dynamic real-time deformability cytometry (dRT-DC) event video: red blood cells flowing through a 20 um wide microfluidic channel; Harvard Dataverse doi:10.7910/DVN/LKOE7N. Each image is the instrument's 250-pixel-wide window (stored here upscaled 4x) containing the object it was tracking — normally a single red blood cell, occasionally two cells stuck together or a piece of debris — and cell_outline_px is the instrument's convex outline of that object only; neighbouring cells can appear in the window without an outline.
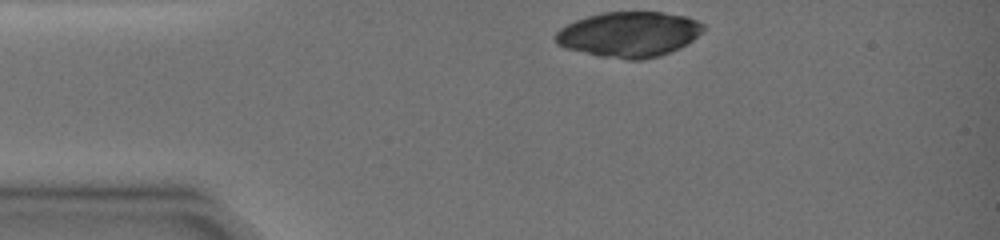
{"species": "common noctule bat (a hibernating species)", "species_latin": "Nyctalus noctula", "temperature_condition": "warm", "stored_images_in_passage": 8, "camera_frame_rate_fps": 3000, "um_per_image_px": 0.085, "animal": {"sex": "female", "body_mass_g": 19.0, "forearm_length_mm": 51.5}, "frame": {"image": 1, "passage_image": 1, "time_ms": 0.0, "image_size_px": [1000, 240], "cell_outline_px": [[704, 28], [692, 40], [680, 48], [660, 56], [640, 60], [628, 60], [596, 56], [564, 48], [556, 44], [556, 32], [560, 28], [576, 20], [588, 16], [604, 12], [664, 12], [684, 16], [696, 20], [704, 24]], "centroid_in_image_um": [53.44, 2.93], "position_along_channel_um": 31.6, "area_um2": 39.07}}